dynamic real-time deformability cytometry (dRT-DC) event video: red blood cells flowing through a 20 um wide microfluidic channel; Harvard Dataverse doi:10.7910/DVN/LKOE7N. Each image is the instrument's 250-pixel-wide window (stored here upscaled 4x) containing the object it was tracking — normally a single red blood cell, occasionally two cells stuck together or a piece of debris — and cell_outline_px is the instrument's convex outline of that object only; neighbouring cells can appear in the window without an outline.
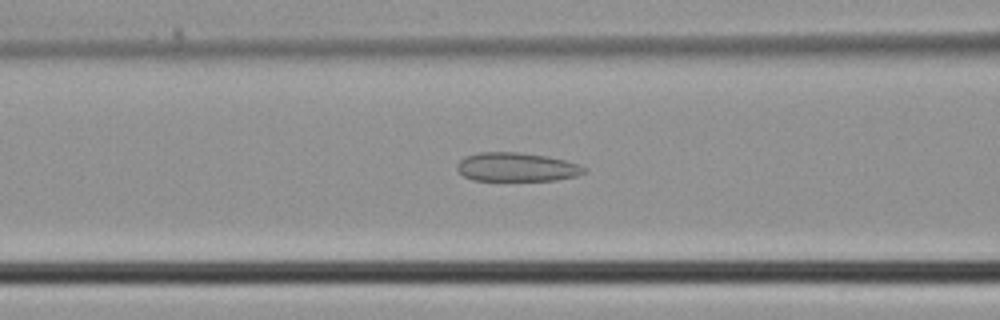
{"species": "common noctule bat (a hibernating species)", "species_latin": "Nyctalus noctula", "temperature_condition": "cold", "stored_images_in_passage": 36, "camera_frame_rate_fps": 3000, "um_per_image_px": 0.085, "animal": {"sex": "male", "body_mass_g": 21.5, "forearm_length_mm": 52.0}, "frame": {"image": 1, "passage_image": 13, "time_ms": 4.0, "image_size_px": [1000, 320], "cell_outline_px": [[588, 168], [584, 172], [576, 176], [556, 180], [472, 180], [464, 176], [456, 168], [456, 164], [464, 156], [480, 152], [520, 152], [548, 156], [564, 160]], "centroid_in_image_um": [43.88, 14.19], "position_along_channel_um": 122.7, "area_um2": 21.33}}
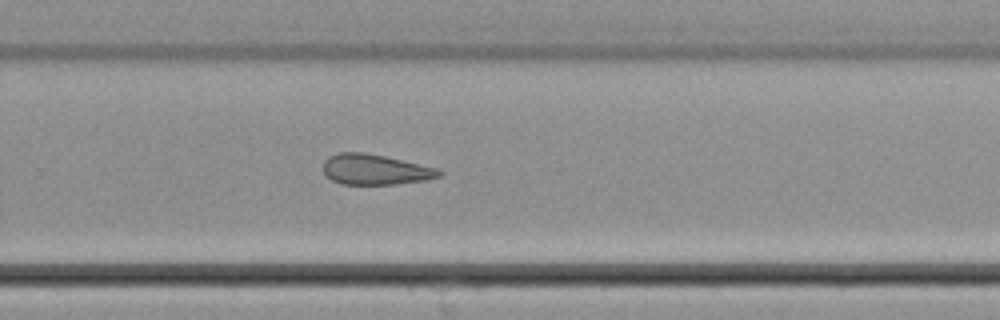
{"frame": {"image": 2, "passage_image": 23, "time_ms": 7.333, "image_size_px": [1000, 320], "cell_outline_px": [[444, 172], [440, 176], [424, 180], [396, 184], [340, 184], [324, 176], [324, 160], [328, 156], [340, 152], [364, 152], [384, 156], [436, 168]], "centroid_in_image_um": [31.84, 14.41], "position_along_channel_um": 298.0, "area_um2": 20.46}}
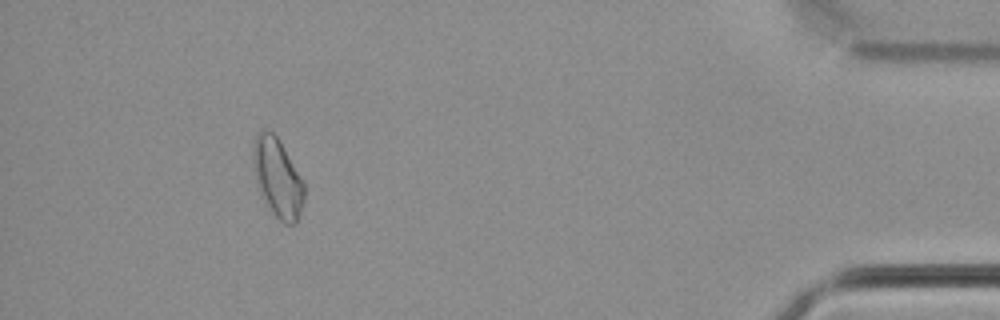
{"frame": {"image": 3, "passage_image": 33, "time_ms": 10.667, "image_size_px": [1000, 320], "cell_outline_px": [[304, 200], [296, 224], [284, 224], [264, 204], [260, 196], [256, 184], [252, 160], [252, 140], [264, 128], [272, 132], [276, 136], [304, 184]], "centroid_in_image_um": [23.54, 15.14], "position_along_channel_um": 411.7, "area_um2": 23.47}}